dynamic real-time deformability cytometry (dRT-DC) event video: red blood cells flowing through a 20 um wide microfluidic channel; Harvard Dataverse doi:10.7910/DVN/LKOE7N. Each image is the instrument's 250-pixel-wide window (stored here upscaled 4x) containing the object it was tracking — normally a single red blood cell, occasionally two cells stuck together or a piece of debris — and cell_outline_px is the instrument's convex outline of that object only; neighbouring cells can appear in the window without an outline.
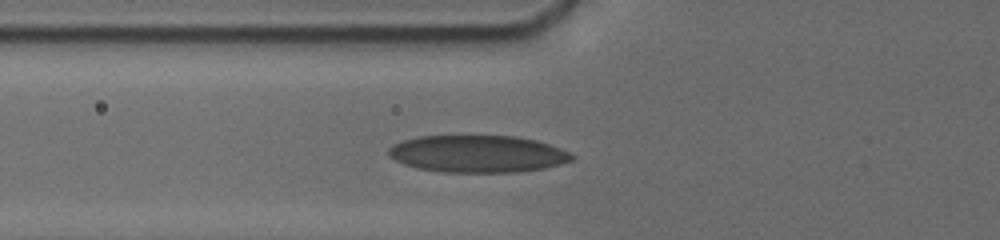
{"species": "human", "species_latin": "Homo sapiens", "temperature_condition": "cold", "stored_images_in_passage": 10, "camera_frame_rate_fps": 3000, "um_per_image_px": 0.085, "donor": {"sex": "male"}, "frame": {"image": 1, "passage_image": 9, "time_ms": 3.0, "image_size_px": [1000, 240], "cell_outline_px": [[576, 156], [572, 160], [544, 168], [520, 172], [444, 172], [416, 168], [404, 164], [388, 156], [388, 148], [392, 144], [416, 136], [516, 136], [536, 140], [560, 148]], "centroid_in_image_um": [40.57, 13.08], "position_along_channel_um": 85.2, "area_um2": 39.71}}